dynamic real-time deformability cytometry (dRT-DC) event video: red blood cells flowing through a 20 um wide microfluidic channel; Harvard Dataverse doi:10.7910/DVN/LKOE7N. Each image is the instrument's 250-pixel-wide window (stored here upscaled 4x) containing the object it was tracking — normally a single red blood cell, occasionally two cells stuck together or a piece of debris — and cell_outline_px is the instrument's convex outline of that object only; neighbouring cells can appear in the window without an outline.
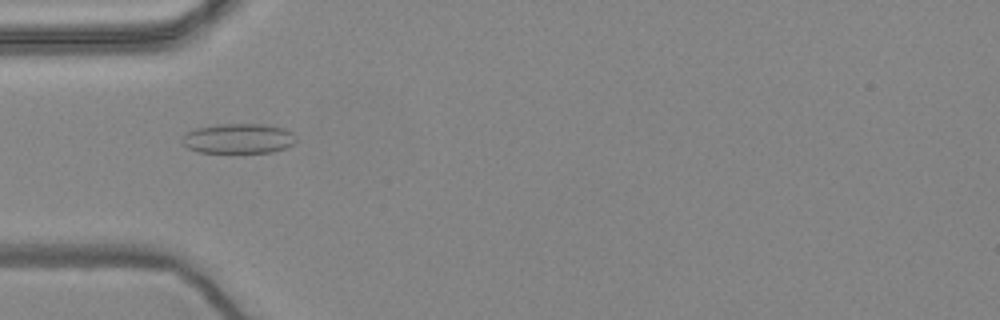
{"species": "common noctule bat (a hibernating species)", "species_latin": "Nyctalus noctula", "temperature_condition": "warm", "stored_images_in_passage": 57, "camera_frame_rate_fps": 3000, "um_per_image_px": 0.085, "animal": {"sex": "female", "body_mass_g": 24.6, "forearm_length_mm": 56.2}, "frame": {"image": 1, "passage_image": 18, "time_ms": 5.667, "image_size_px": [1000, 320], "cell_outline_px": [[296, 140], [292, 144], [284, 148], [272, 152], [196, 152], [188, 148], [184, 144], [184, 132], [196, 128], [216, 124], [264, 124], [284, 128], [292, 132]], "centroid_in_image_um": [20.26, 11.76], "position_along_channel_um": 64.7, "area_um2": 19.77}}
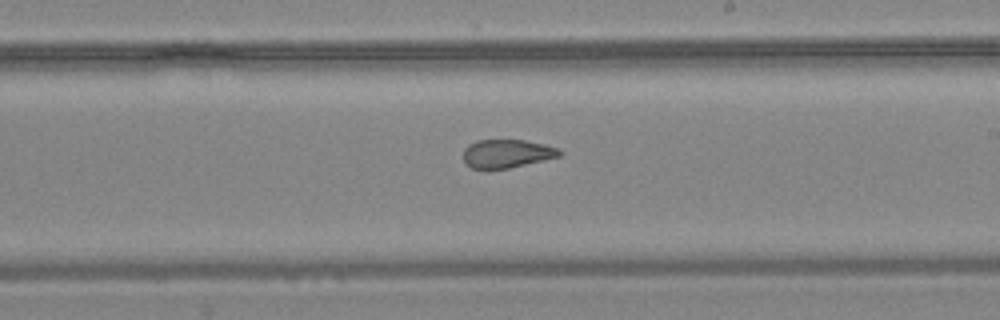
{"frame": {"image": 2, "passage_image": 33, "time_ms": 10.667, "image_size_px": [1000, 320], "cell_outline_px": [[564, 152], [560, 156], [508, 168], [488, 172], [472, 168], [464, 160], [464, 148], [468, 144], [476, 140], [524, 140], [544, 144], [560, 148]], "centroid_in_image_um": [43.06, 13.08], "position_along_channel_um": 245.9, "area_um2": 16.3}}
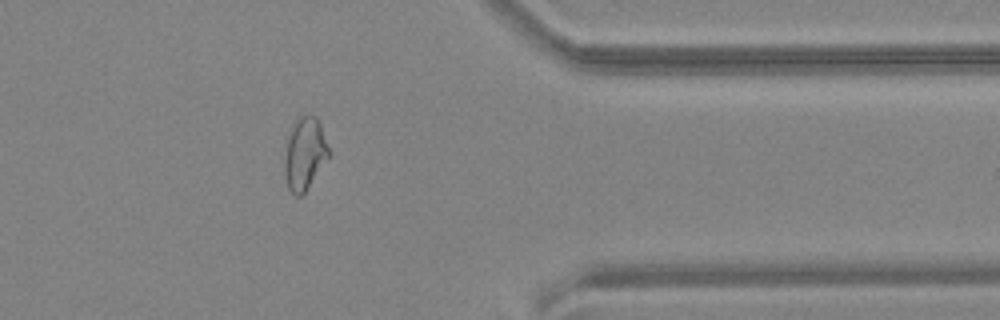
{"frame": {"image": 3, "passage_image": 46, "time_ms": 15.0, "image_size_px": [1000, 320], "cell_outline_px": [[332, 156], [304, 192], [300, 196], [296, 196], [288, 188], [284, 172], [284, 156], [288, 136], [296, 120], [304, 112], [316, 116], [320, 124]], "centroid_in_image_um": [25.92, 13.05], "position_along_channel_um": 385.5, "area_um2": 18.96}, "authors_computed_cell_mechanics": {"area_um2": 19.363, "velocity_mm_per_s": 3.6234, "shape_relaxation_time_tau1_ms": null, "shape_relaxation_time_tau2_ms": 1.4995, "deformation_change_tau1": null, "deformation_change_tau2": 0.0839}}